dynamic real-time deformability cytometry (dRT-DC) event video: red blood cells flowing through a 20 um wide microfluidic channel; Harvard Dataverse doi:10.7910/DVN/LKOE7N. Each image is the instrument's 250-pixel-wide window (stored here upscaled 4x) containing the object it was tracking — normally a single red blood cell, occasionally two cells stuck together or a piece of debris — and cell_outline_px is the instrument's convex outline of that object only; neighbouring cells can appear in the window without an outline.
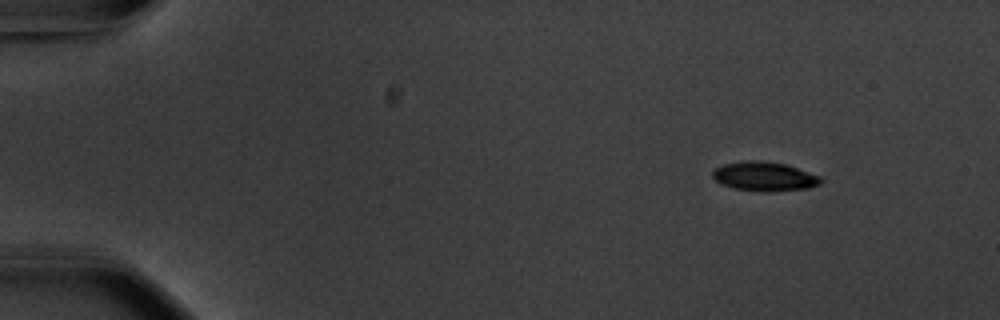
{"species": "common noctule bat (a hibernating species)", "species_latin": "Nyctalus noctula", "temperature_condition": "warm", "stored_images_in_passage": 50, "camera_frame_rate_fps": 3000, "um_per_image_px": 0.085, "animal": {"sex": "male", "body_mass_g": 20.1, "forearm_length_mm": 53.5}, "frame": {"image": 1, "passage_image": 1, "time_ms": 0.0, "image_size_px": [1000, 320], "cell_outline_px": [[824, 180], [820, 184], [808, 188], [772, 192], [764, 192], [732, 188], [720, 184], [712, 176], [712, 172], [716, 168], [724, 164], [740, 160], [760, 160], [784, 164], [820, 176]], "centroid_in_image_um": [64.95, 15.0], "position_along_channel_um": 20.0, "area_um2": 18.55}}
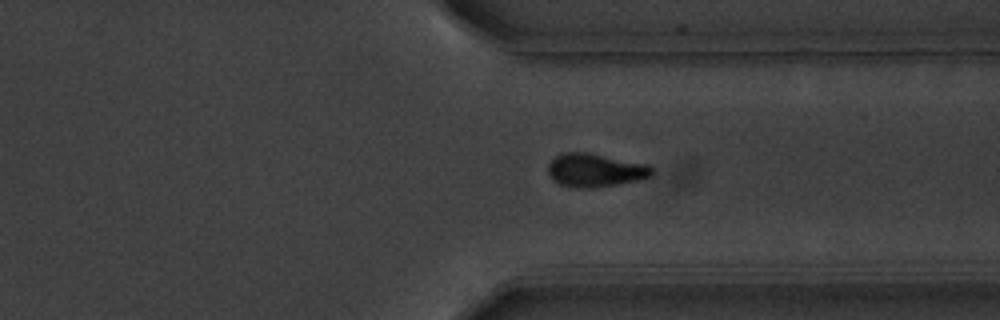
{"frame": {"image": 2, "passage_image": 37, "time_ms": 12.0, "image_size_px": [1000, 320], "cell_outline_px": [[656, 172], [652, 176], [636, 180], [596, 188], [572, 188], [560, 184], [552, 180], [548, 172], [548, 164], [556, 156], [564, 152], [584, 152], [652, 164]], "centroid_in_image_um": [50.63, 14.47], "position_along_channel_um": 360.8, "area_um2": 20.52}}
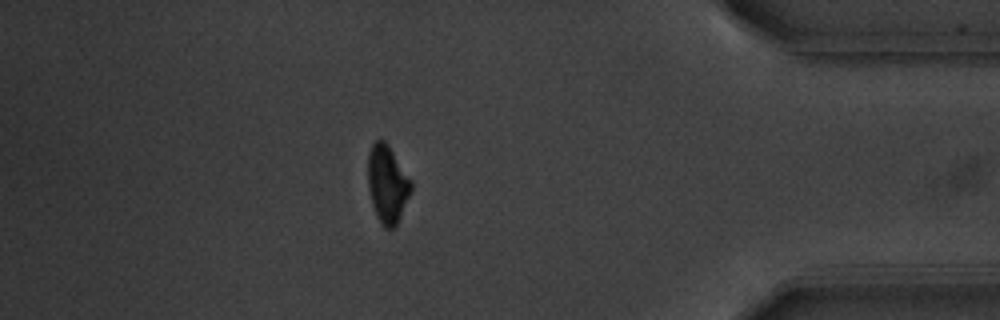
{"frame": {"image": 3, "passage_image": 43, "time_ms": 14.0, "image_size_px": [1000, 320], "cell_outline_px": [[412, 192], [396, 224], [392, 228], [384, 228], [376, 216], [372, 204], [368, 188], [368, 152], [372, 144], [376, 140], [384, 140], [388, 144], [412, 180]], "centroid_in_image_um": [32.93, 15.63], "position_along_channel_um": 402.3, "area_um2": 19.65}, "authors_computed_cell_mechanics": {"area_um2": 19.5942, "velocity_mm_per_s": 3.7163, "shape_relaxation_time_tau1_ms": 2.8068, "shape_relaxation_time_tau2_ms": null, "deformation_change_tau1": 0.1364, "deformation_change_tau2": null}}